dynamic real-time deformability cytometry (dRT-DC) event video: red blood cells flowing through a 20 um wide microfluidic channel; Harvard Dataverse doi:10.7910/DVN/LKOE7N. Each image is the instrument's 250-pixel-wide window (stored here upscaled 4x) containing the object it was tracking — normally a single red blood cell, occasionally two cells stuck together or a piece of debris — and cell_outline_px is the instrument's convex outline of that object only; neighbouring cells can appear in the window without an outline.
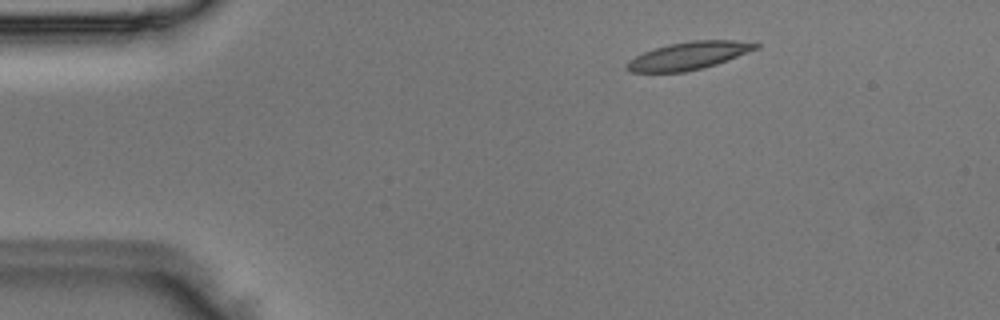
{"species": "Egyptian fruit bat (a non-hibernating species)", "species_latin": "Rousettus aegyptiacus", "temperature_condition": "room temperature", "stored_images_in_passage": 3, "camera_frame_rate_fps": 3000, "um_per_image_px": 0.085, "animal": {"sex": "male"}, "frame": {"image": 1, "passage_image": 2, "time_ms": 0.333, "image_size_px": [1000, 320], "cell_outline_px": [[760, 48], [716, 64], [704, 68], [684, 72], [628, 72], [624, 68], [624, 64], [628, 60], [644, 52], [668, 44], [692, 40], [732, 40], [760, 44]], "centroid_in_image_um": [58.5, 4.74], "position_along_channel_um": 26.5, "area_um2": 20.87}}